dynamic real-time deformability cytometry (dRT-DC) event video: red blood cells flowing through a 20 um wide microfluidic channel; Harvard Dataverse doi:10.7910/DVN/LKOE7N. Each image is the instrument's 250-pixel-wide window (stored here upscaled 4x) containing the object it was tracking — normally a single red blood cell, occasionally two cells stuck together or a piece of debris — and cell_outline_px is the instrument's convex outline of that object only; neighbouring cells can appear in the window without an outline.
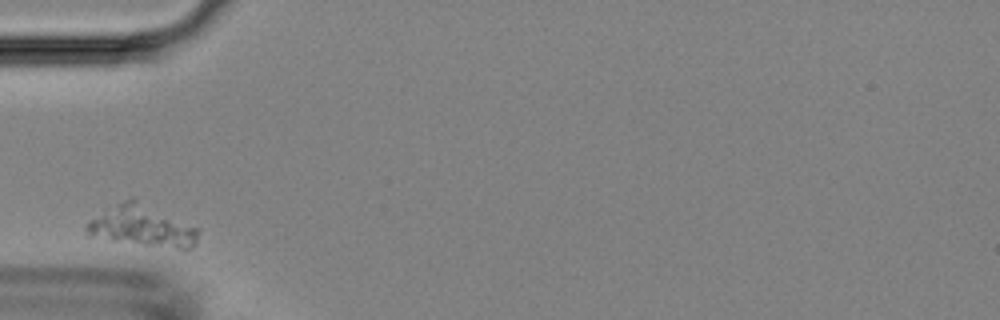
{"species": "Egyptian fruit bat (a non-hibernating species)", "species_latin": "Rousettus aegyptiacus", "temperature_condition": "room temperature", "stored_images_in_passage": 2, "camera_frame_rate_fps": 3000, "um_per_image_px": 0.085, "animal": {"sex": "female"}, "frame": {"image": 1, "passage_image": 1, "time_ms": 0.0, "image_size_px": [1000, 320], "cell_outline_px": [[200, 232], [196, 244], [192, 248], [180, 248], [144, 244], [112, 240], [88, 236], [84, 228], [92, 220], [116, 204], [132, 196], [136, 196], [200, 228]], "centroid_in_image_um": [12.17, 19.17], "position_along_channel_um": 72.8, "area_um2": 26.88}}
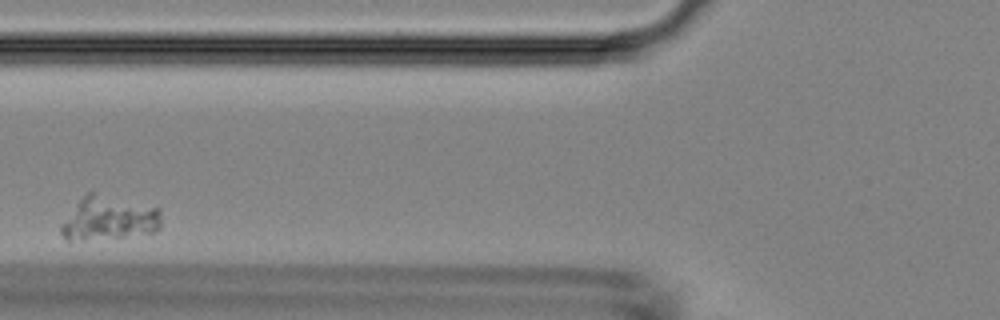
{"frame": {"image": 2, "passage_image": 2, "time_ms": 1.333, "image_size_px": [1000, 320], "cell_outline_px": [[160, 228], [156, 232], [120, 236], [72, 240], [64, 240], [60, 232], [60, 224], [80, 200], [88, 192], [92, 192], [160, 208]], "centroid_in_image_um": [9.25, 18.56], "position_along_channel_um": 116.6, "area_um2": 24.97}}